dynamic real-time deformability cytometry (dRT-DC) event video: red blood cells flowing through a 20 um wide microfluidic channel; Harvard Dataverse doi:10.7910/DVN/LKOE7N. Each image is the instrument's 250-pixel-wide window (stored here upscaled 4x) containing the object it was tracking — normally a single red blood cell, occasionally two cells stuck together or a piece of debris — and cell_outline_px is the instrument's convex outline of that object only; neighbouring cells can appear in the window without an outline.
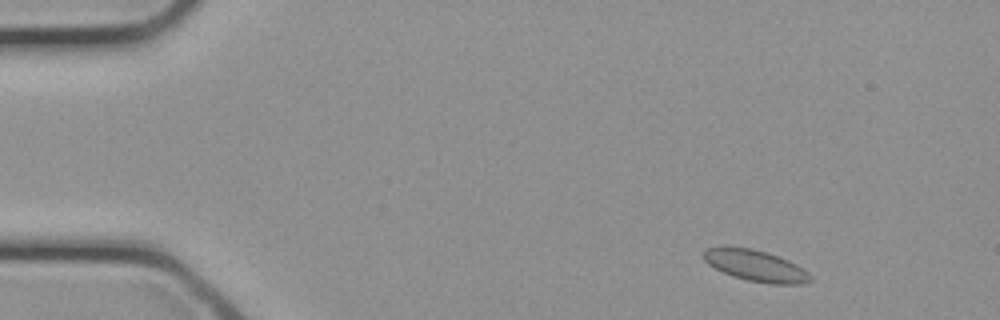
{"species": "common noctule bat (a hibernating species)", "species_latin": "Nyctalus noctula", "temperature_condition": "cold", "stored_images_in_passage": 31, "camera_frame_rate_fps": 3000, "um_per_image_px": 0.085, "animal": {"sex": "female", "body_mass_g": 21.9}, "frame": {"image": 1, "passage_image": 2, "time_ms": 0.333, "image_size_px": [1000, 320], "cell_outline_px": [[812, 280], [804, 284], [772, 284], [748, 280], [732, 276], [708, 264], [704, 260], [704, 248], [752, 248], [780, 256], [796, 264], [808, 272], [812, 276]], "centroid_in_image_um": [64.29, 22.6], "position_along_channel_um": 20.7, "area_um2": 19.19}}
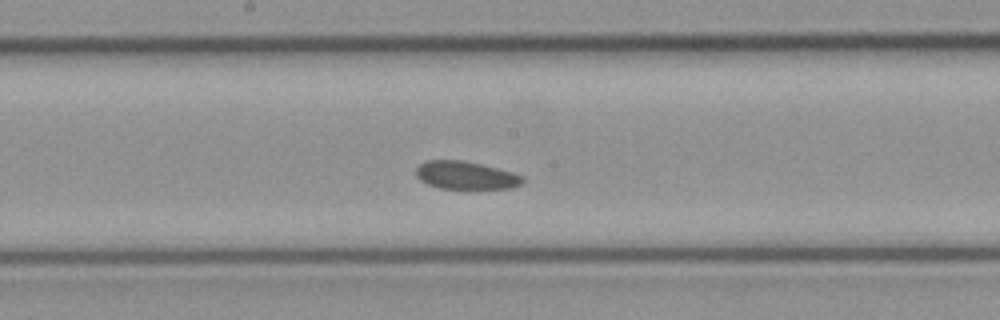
{"frame": {"image": 2, "passage_image": 15, "time_ms": 4.667, "image_size_px": [1000, 320], "cell_outline_px": [[524, 180], [520, 184], [512, 188], [440, 188], [428, 184], [420, 180], [416, 176], [416, 168], [424, 160], [464, 160], [512, 172], [524, 176]], "centroid_in_image_um": [39.57, 14.89], "position_along_channel_um": 208.6, "area_um2": 17.22}}
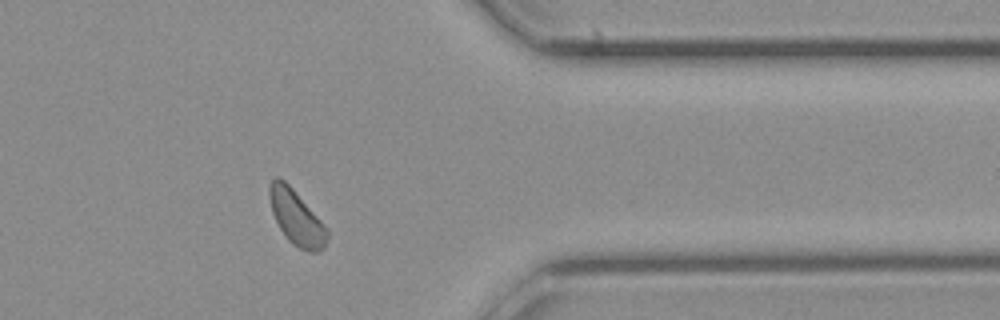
{"frame": {"image": 3, "passage_image": 24, "time_ms": 7.667, "image_size_px": [1000, 320], "cell_outline_px": [[328, 236], [324, 248], [316, 252], [308, 252], [292, 244], [288, 240], [280, 228], [272, 212], [268, 196], [268, 188], [272, 180], [276, 176], [284, 180], [292, 188], [328, 228]], "centroid_in_image_um": [25.19, 18.5], "position_along_channel_um": 386.2, "area_um2": 18.32}}